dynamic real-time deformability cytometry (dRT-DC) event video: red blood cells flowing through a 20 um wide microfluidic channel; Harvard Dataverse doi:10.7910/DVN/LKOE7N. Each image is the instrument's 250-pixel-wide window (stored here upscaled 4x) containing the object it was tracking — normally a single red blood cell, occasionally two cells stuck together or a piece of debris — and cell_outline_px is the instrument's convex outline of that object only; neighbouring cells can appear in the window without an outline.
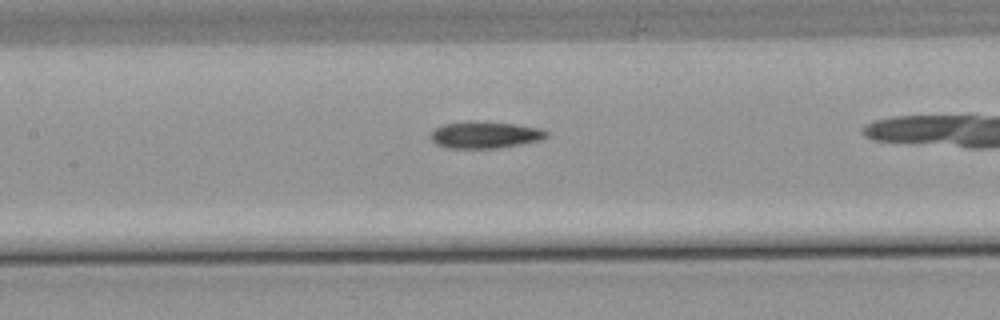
{"species": "common noctule bat (a hibernating species)", "species_latin": "Nyctalus noctula", "temperature_condition": "warm", "stored_images_in_passage": 39, "camera_frame_rate_fps": 3000, "um_per_image_px": 0.085, "animal": {"sex": "male", "body_mass_g": 21.5, "forearm_length_mm": 52.0}, "frame": {"image": 1, "passage_image": 22, "time_ms": 7.0, "image_size_px": [1000, 320], "cell_outline_px": [[548, 136], [544, 140], [496, 148], [444, 148], [436, 144], [432, 140], [432, 132], [436, 128], [444, 124], [468, 120], [516, 124], [540, 128], [548, 132]], "centroid_in_image_um": [41.25, 11.46], "position_along_channel_um": 166.1, "area_um2": 18.21}}
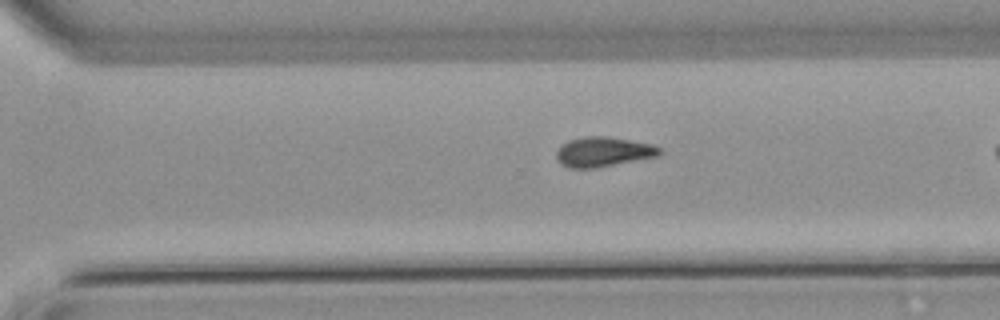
{"frame": {"image": 2, "passage_image": 34, "time_ms": 11.0, "image_size_px": [1000, 320], "cell_outline_px": [[664, 152], [660, 156], [592, 168], [568, 168], [560, 164], [556, 160], [556, 152], [560, 144], [568, 140], [584, 136], [608, 136], [652, 144], [660, 148]], "centroid_in_image_um": [51.26, 12.9], "position_along_channel_um": 319.3, "area_um2": 18.15}}
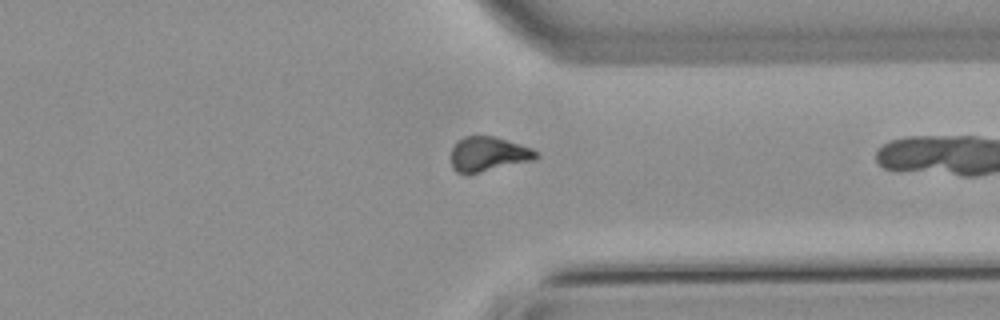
{"frame": {"image": 3, "passage_image": 38, "time_ms": 12.333, "image_size_px": [1000, 320], "cell_outline_px": [[540, 156], [536, 160], [480, 172], [456, 172], [452, 168], [452, 148], [464, 136], [496, 136], [532, 148], [540, 152]], "centroid_in_image_um": [41.59, 13.08], "position_along_channel_um": 369.8, "area_um2": 17.11}}